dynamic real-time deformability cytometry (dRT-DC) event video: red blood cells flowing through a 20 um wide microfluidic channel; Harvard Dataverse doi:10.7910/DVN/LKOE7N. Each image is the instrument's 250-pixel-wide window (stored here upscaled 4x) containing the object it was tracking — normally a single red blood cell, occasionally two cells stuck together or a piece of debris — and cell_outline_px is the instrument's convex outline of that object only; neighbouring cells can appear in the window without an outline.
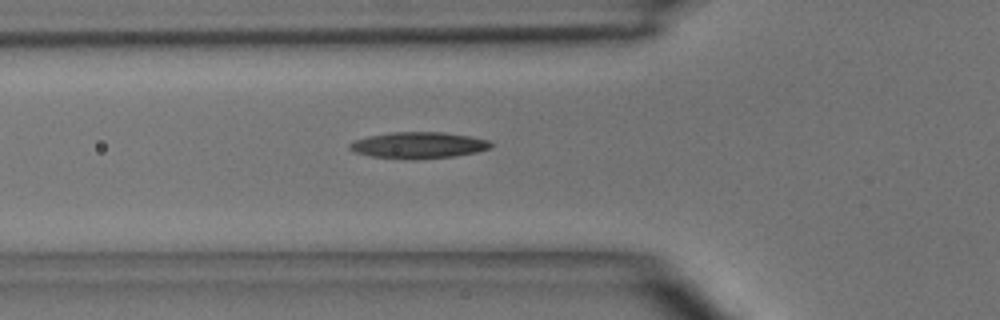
{"species": "common noctule bat (a hibernating species)", "species_latin": "Nyctalus noctula", "temperature_condition": "room temperature", "stored_images_in_passage": 6, "camera_frame_rate_fps": 3000, "um_per_image_px": 0.085, "animal": {"sex": "male", "body_mass_g": 15.6}, "frame": {"image": 1, "passage_image": 6, "time_ms": 5.667, "image_size_px": [1000, 320], "cell_outline_px": [[492, 144], [488, 148], [476, 152], [456, 156], [416, 160], [412, 160], [372, 156], [356, 152], [348, 148], [348, 144], [356, 140], [368, 136], [392, 132], [444, 132], [472, 136], [488, 140]], "centroid_in_image_um": [35.57, 12.34], "position_along_channel_um": 90.2, "area_um2": 21.73}}